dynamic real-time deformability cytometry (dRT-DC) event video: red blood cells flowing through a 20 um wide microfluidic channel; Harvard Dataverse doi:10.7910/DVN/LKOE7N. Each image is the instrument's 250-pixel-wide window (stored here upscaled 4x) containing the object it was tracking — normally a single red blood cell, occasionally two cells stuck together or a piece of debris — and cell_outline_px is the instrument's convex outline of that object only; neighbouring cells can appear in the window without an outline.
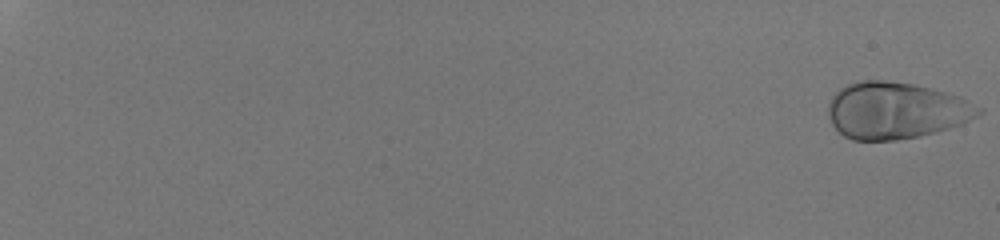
{"species": "human", "species_latin": "Homo sapiens", "temperature_condition": "room temperature", "stored_images_in_passage": 23, "camera_frame_rate_fps": 3000, "um_per_image_px": 0.085, "donor": {"sex": "male"}, "frame": {"image": 1, "passage_image": 1, "time_ms": 0.0, "image_size_px": [1000, 240], "cell_outline_px": [[984, 112], [960, 124], [936, 132], [920, 136], [896, 140], [852, 140], [844, 136], [832, 124], [828, 116], [828, 104], [832, 96], [840, 88], [848, 84], [860, 80], [884, 80], [912, 84], [960, 96], [984, 108]], "centroid_in_image_um": [76.15, 9.39], "position_along_channel_um": 8.9, "area_um2": 49.65}}
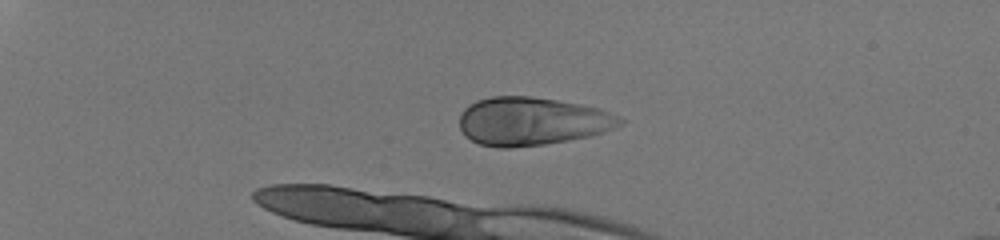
{"frame": {"image": 2, "passage_image": 16, "time_ms": 5.0, "image_size_px": [1000, 240], "cell_outline_px": [[628, 120], [624, 124], [604, 132], [588, 136], [544, 144], [508, 148], [496, 148], [480, 144], [472, 140], [460, 128], [460, 112], [468, 104], [476, 100], [492, 96], [528, 96], [556, 100], [580, 104], [600, 108], [620, 116]], "centroid_in_image_um": [45.24, 10.3], "position_along_channel_um": 39.8, "area_um2": 45.26}}